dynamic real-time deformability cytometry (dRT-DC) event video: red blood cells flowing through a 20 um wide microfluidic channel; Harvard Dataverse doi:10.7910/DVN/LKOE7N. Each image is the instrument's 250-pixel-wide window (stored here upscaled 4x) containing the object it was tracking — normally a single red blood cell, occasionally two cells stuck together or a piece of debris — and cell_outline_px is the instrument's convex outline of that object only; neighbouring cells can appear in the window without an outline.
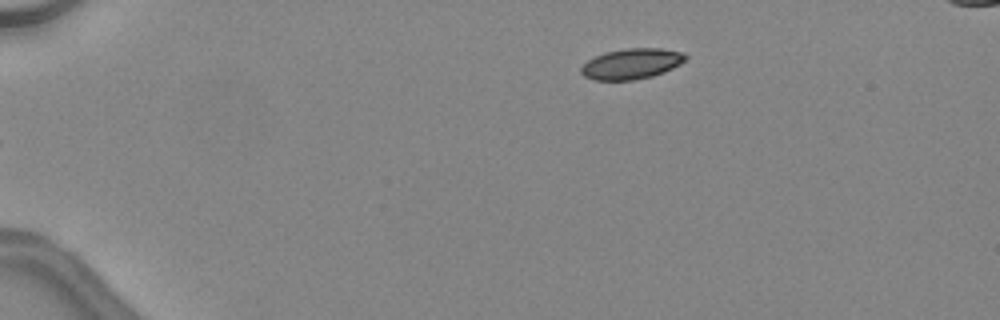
{"species": "common noctule bat (a hibernating species)", "species_latin": "Nyctalus noctula", "temperature_condition": "warm", "stored_images_in_passage": 38, "camera_frame_rate_fps": 3000, "um_per_image_px": 0.085, "animal": {"sex": "female", "body_mass_g": 24.6, "forearm_length_mm": 56.2}, "frame": {"image": 1, "passage_image": 1, "time_ms": 0.0, "image_size_px": [1000, 320], "cell_outline_px": [[688, 56], [680, 64], [664, 72], [652, 76], [632, 80], [596, 80], [584, 76], [580, 72], [580, 68], [588, 60], [604, 52], [628, 48], [660, 48], [684, 52]], "centroid_in_image_um": [53.69, 5.41], "position_along_channel_um": 31.3, "area_um2": 18.55}}
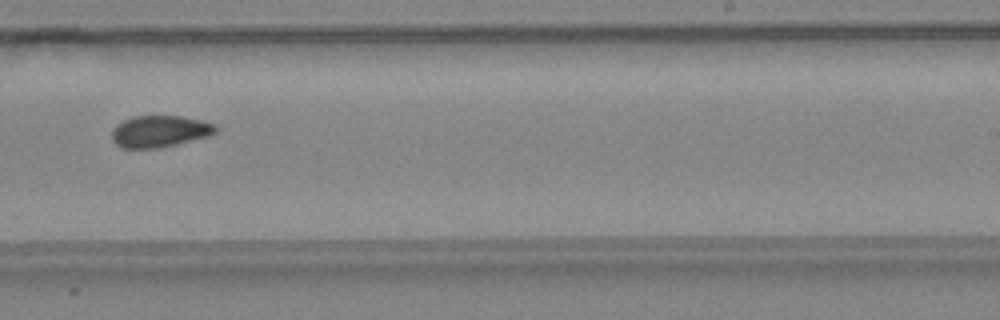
{"frame": {"image": 2, "passage_image": 23, "time_ms": 7.333, "image_size_px": [1000, 320], "cell_outline_px": [[216, 132], [208, 136], [176, 144], [156, 148], [120, 148], [112, 140], [112, 128], [116, 124], [124, 120], [136, 116], [180, 116], [204, 120], [216, 124]], "centroid_in_image_um": [13.56, 11.16], "position_along_channel_um": 275.4, "area_um2": 19.19}}
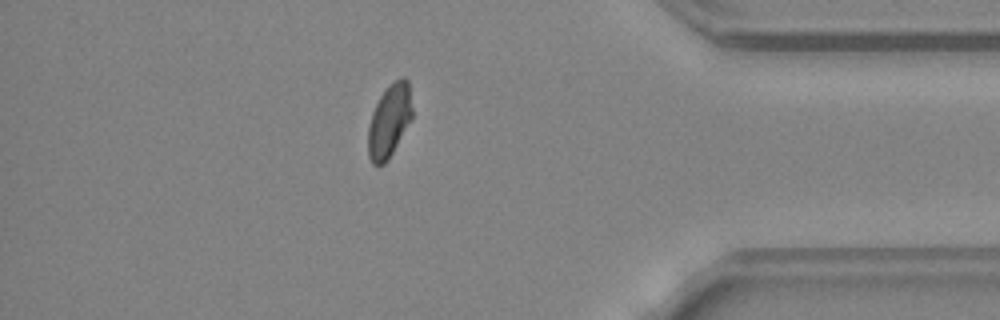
{"frame": {"image": 3, "passage_image": 33, "time_ms": 10.667, "image_size_px": [1000, 320], "cell_outline_px": [[412, 116], [388, 160], [384, 164], [372, 164], [368, 156], [368, 128], [372, 112], [380, 96], [400, 76], [404, 76], [408, 80], [412, 108]], "centroid_in_image_um": [33.08, 10.28], "position_along_channel_um": 402.1, "area_um2": 18.38}, "authors_computed_cell_mechanics": {"area_um2": 19.5075, "velocity_mm_per_s": 4.5366, "shape_relaxation_time_tau1_ms": null, "shape_relaxation_time_tau2_ms": 1.2534, "deformation_change_tau1": null, "deformation_change_tau2": 0.0421}}